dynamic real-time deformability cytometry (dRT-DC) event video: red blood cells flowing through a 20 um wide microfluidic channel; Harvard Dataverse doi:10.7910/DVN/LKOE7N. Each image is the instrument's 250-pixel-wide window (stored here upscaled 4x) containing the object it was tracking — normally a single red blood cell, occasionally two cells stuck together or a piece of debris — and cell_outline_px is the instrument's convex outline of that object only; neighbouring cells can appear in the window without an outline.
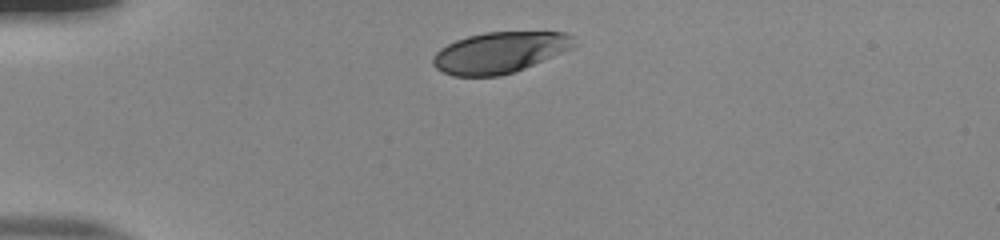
{"species": "human", "species_latin": "Homo sapiens", "temperature_condition": "room temperature", "stored_images_in_passage": 33, "camera_frame_rate_fps": 3000, "um_per_image_px": 0.085, "donor": {"sex": "male"}, "frame": {"image": 1, "passage_image": 1, "time_ms": 0.0, "image_size_px": [1000, 240], "cell_outline_px": [[576, 44], [572, 48], [524, 68], [500, 76], [452, 76], [436, 68], [432, 64], [432, 56], [440, 48], [456, 40], [468, 36], [484, 32], [564, 32], [572, 36]], "centroid_in_image_um": [42.44, 4.46], "position_along_channel_um": 42.6, "area_um2": 33.58}}
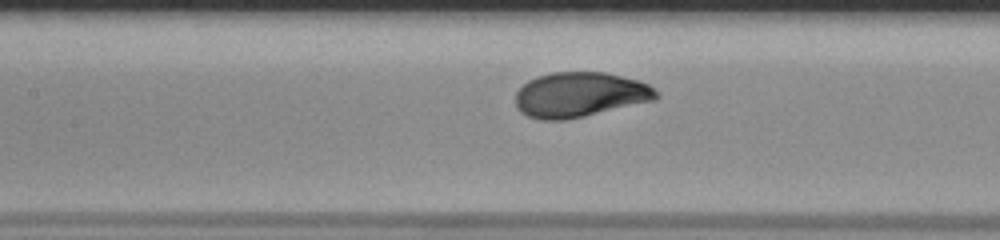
{"frame": {"image": 2, "passage_image": 13, "time_ms": 4.0, "image_size_px": [1000, 240], "cell_outline_px": [[660, 96], [656, 100], [584, 116], [564, 120], [540, 120], [528, 116], [520, 112], [516, 108], [516, 92], [528, 80], [536, 76], [552, 72], [604, 72], [636, 80], [648, 84]], "centroid_in_image_um": [49.26, 8.05], "position_along_channel_um": 158.1, "area_um2": 36.82}}
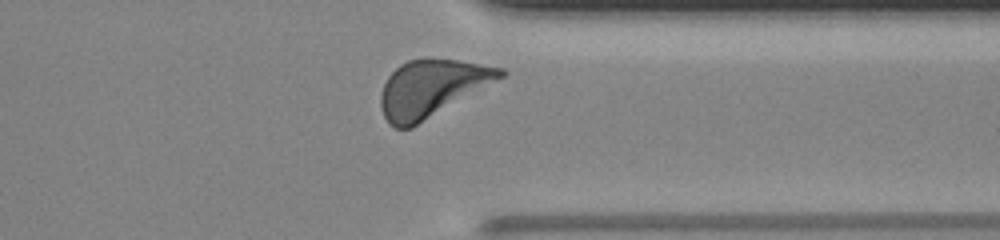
{"frame": {"image": 3, "passage_image": 30, "time_ms": 9.667, "image_size_px": [1000, 240], "cell_outline_px": [[508, 72], [504, 76], [412, 128], [396, 128], [388, 124], [384, 116], [380, 104], [380, 96], [384, 84], [388, 76], [400, 64], [408, 60], [456, 60], [504, 68]], "centroid_in_image_um": [36.67, 7.53], "position_along_channel_um": 374.7, "area_um2": 39.07}, "authors_computed_cell_mechanics": {"area_um2": 36.703, "velocity_mm_per_s": 3.8368, "shape_relaxation_time_tau1_ms": 2.5364, "shape_relaxation_time_tau2_ms": null, "deformation_change_tau1": 0.1687, "deformation_change_tau2": null}}